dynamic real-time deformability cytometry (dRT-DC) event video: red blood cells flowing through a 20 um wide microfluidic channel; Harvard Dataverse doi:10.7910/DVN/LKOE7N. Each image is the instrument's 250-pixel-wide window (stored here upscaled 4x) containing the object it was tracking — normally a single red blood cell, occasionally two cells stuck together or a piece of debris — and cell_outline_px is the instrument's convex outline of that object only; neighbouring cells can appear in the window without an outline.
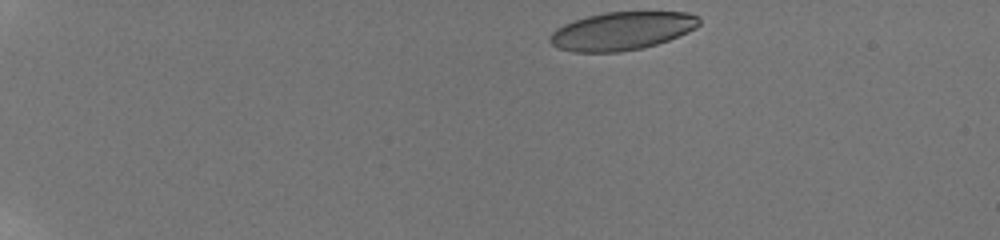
{"species": "human", "species_latin": "Homo sapiens", "temperature_condition": "room temperature", "stored_images_in_passage": 47, "camera_frame_rate_fps": 3000, "um_per_image_px": 0.085, "donor": {"sex": "male"}, "frame": {"image": 1, "passage_image": 1, "time_ms": 0.0, "image_size_px": [1000, 240], "cell_outline_px": [[700, 24], [696, 28], [688, 32], [668, 40], [656, 44], [640, 48], [620, 52], [572, 52], [560, 48], [552, 44], [548, 40], [548, 36], [556, 28], [564, 24], [588, 16], [604, 12], [688, 12], [700, 16]], "centroid_in_image_um": [52.87, 2.63], "position_along_channel_um": 32.1, "area_um2": 33.18}}
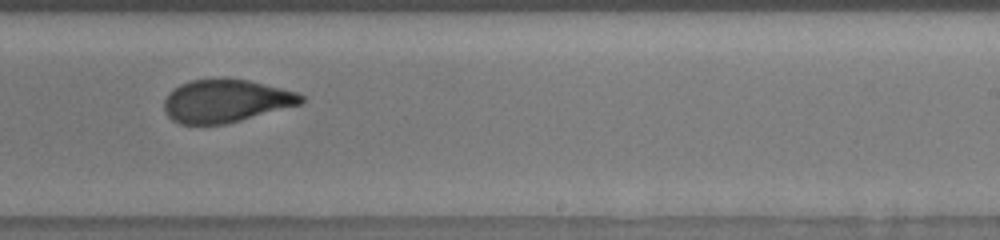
{"frame": {"image": 2, "passage_image": 29, "time_ms": 9.333, "image_size_px": [1000, 240], "cell_outline_px": [[304, 100], [300, 104], [240, 120], [224, 124], [180, 124], [172, 120], [164, 112], [164, 100], [168, 92], [180, 84], [192, 80], [220, 76], [248, 80], [296, 92], [304, 96]], "centroid_in_image_um": [19.14, 8.55], "position_along_channel_um": 269.9, "area_um2": 34.45}}
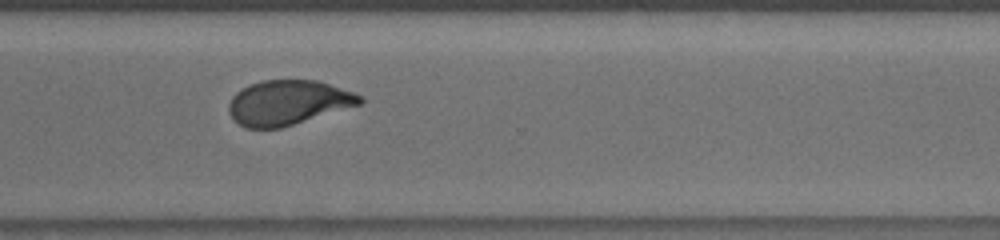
{"frame": {"image": 3, "passage_image": 35, "time_ms": 11.333, "image_size_px": [1000, 240], "cell_outline_px": [[364, 100], [360, 104], [280, 128], [244, 128], [228, 112], [228, 104], [232, 96], [240, 88], [248, 84], [264, 80], [316, 80], [364, 96]], "centroid_in_image_um": [24.44, 8.71], "position_along_channel_um": 346.2, "area_um2": 33.93}, "authors_computed_cell_mechanics": {"area_um2": 35.0268, "velocity_mm_per_s": 3.8105, "shape_relaxation_time_tau1_ms": 7.5458, "shape_relaxation_time_tau2_ms": 1.3352, "deformation_change_tau1": 0.2127, "deformation_change_tau2": 0.082}}